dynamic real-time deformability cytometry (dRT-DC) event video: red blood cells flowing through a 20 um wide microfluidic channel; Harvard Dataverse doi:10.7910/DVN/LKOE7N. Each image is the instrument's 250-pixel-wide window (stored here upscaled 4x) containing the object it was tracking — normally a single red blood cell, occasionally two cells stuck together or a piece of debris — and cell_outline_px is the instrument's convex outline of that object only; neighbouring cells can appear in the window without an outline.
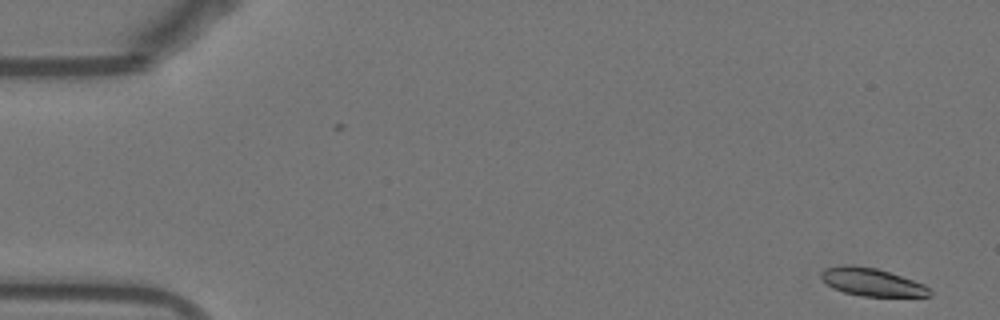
{"species": "Egyptian fruit bat (a non-hibernating species)", "species_latin": "Rousettus aegyptiacus", "temperature_condition": "warm", "stored_images_in_passage": 52, "camera_frame_rate_fps": 3000, "um_per_image_px": 0.085, "animal": {"sex": "female"}, "frame": {"image": 1, "passage_image": 1, "time_ms": 0.0, "image_size_px": [1000, 320], "cell_outline_px": [[932, 296], [864, 296], [844, 292], [832, 288], [820, 276], [820, 272], [824, 268], [844, 264], [852, 264], [876, 268], [924, 284], [932, 292]], "centroid_in_image_um": [74.07, 23.96], "position_along_channel_um": 10.9, "area_um2": 17.51}}
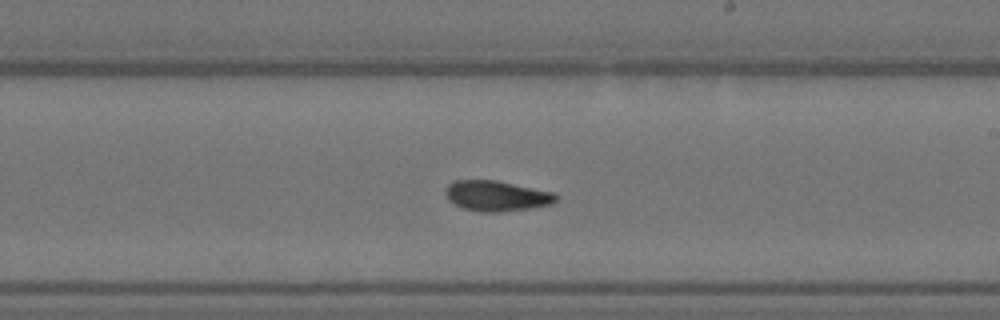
{"frame": {"image": 2, "passage_image": 30, "time_ms": 9.667, "image_size_px": [1000, 320], "cell_outline_px": [[560, 196], [552, 204], [532, 208], [500, 212], [480, 212], [464, 208], [448, 200], [444, 192], [444, 188], [448, 184], [456, 180], [496, 180], [556, 192]], "centroid_in_image_um": [42.24, 16.64], "position_along_channel_um": 246.8, "area_um2": 19.88}}
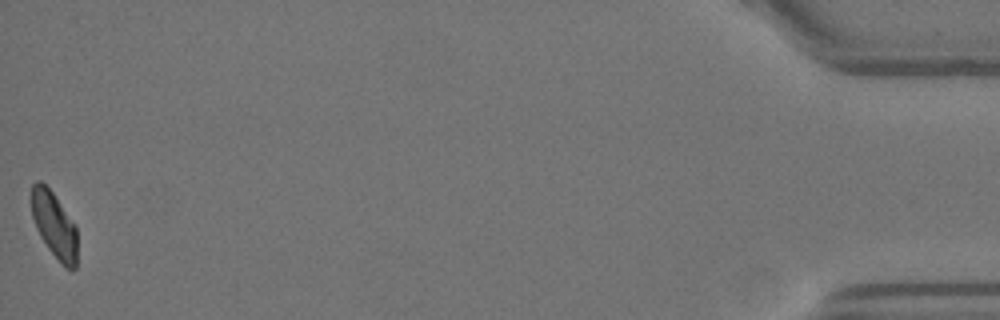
{"frame": {"image": 3, "passage_image": 52, "time_ms": 17.0, "image_size_px": [1000, 320], "cell_outline_px": [[76, 268], [72, 272], [64, 268], [60, 264], [48, 248], [40, 236], [36, 228], [32, 216], [28, 200], [32, 184], [36, 180], [40, 180], [52, 192], [76, 224]], "centroid_in_image_um": [4.57, 19.12], "position_along_channel_um": 430.6, "area_um2": 18.21}, "authors_computed_cell_mechanics": {"area_um2": 19.2474, "velocity_mm_per_s": 3.8305, "shape_relaxation_time_tau1_ms": 7.0166, "shape_relaxation_time_tau2_ms": 1.6513, "deformation_change_tau1": 0.2052, "deformation_change_tau2": 0.0713}}